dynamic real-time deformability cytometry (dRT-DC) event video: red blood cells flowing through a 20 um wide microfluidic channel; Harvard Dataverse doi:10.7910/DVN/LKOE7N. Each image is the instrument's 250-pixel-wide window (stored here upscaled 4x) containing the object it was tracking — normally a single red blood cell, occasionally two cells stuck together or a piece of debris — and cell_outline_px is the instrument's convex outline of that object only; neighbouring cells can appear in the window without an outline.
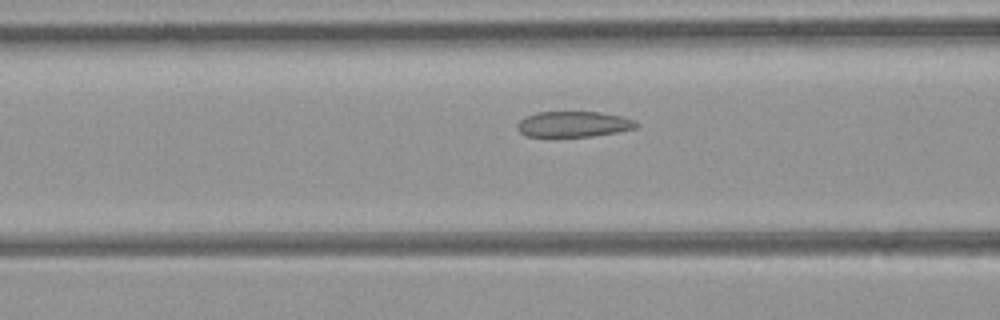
{"species": "common noctule bat (a hibernating species)", "species_latin": "Nyctalus noctula", "temperature_condition": "room temperature", "stored_images_in_passage": 33, "camera_frame_rate_fps": 3000, "um_per_image_px": 0.085, "animal": {"sex": "female", "body_mass_g": 21.9}, "frame": {"image": 1, "passage_image": 14, "time_ms": 4.333, "image_size_px": [1000, 320], "cell_outline_px": [[640, 124], [636, 128], [616, 132], [592, 136], [528, 136], [520, 132], [516, 128], [516, 124], [524, 116], [536, 112], [600, 112], [620, 116], [636, 120]], "centroid_in_image_um": [48.75, 10.54], "position_along_channel_um": 117.9, "area_um2": 17.8}}
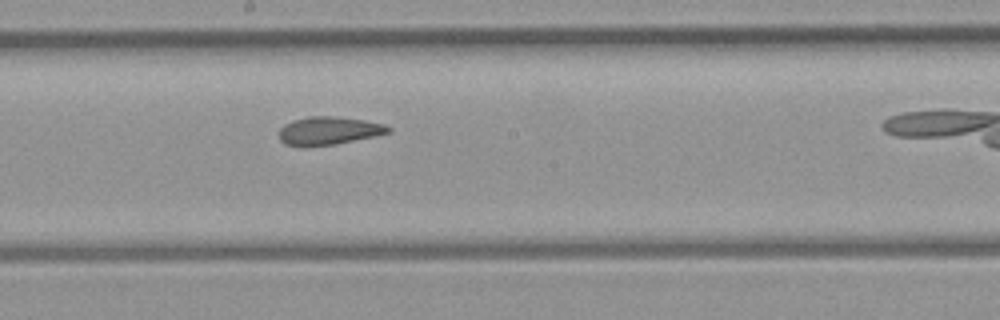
{"frame": {"image": 2, "passage_image": 21, "time_ms": 6.667, "image_size_px": [1000, 320], "cell_outline_px": [[392, 132], [332, 144], [284, 144], [280, 140], [280, 128], [284, 124], [308, 116], [336, 116], [364, 120], [384, 124], [392, 128]], "centroid_in_image_um": [27.99, 11.07], "position_along_channel_um": 220.2, "area_um2": 17.17}}
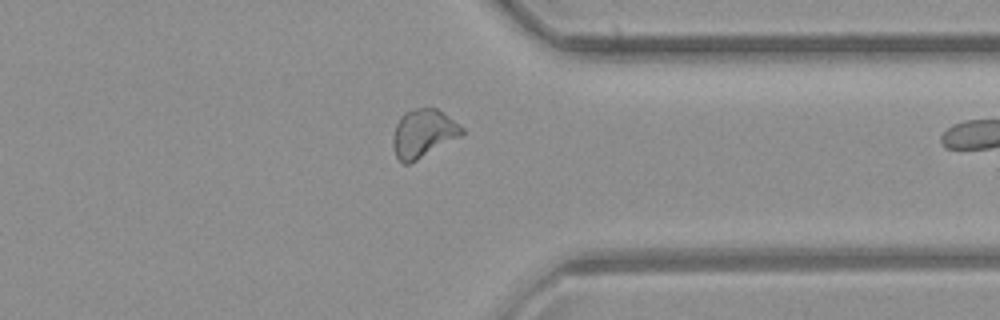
{"frame": {"image": 3, "passage_image": 32, "time_ms": 10.333, "image_size_px": [1000, 320], "cell_outline_px": [[464, 132], [460, 136], [416, 160], [408, 164], [404, 164], [396, 156], [392, 144], [392, 140], [396, 124], [400, 116], [404, 112], [416, 108], [436, 108], [460, 124], [464, 128]], "centroid_in_image_um": [35.96, 11.32], "position_along_channel_um": 375.4, "area_um2": 19.13}}